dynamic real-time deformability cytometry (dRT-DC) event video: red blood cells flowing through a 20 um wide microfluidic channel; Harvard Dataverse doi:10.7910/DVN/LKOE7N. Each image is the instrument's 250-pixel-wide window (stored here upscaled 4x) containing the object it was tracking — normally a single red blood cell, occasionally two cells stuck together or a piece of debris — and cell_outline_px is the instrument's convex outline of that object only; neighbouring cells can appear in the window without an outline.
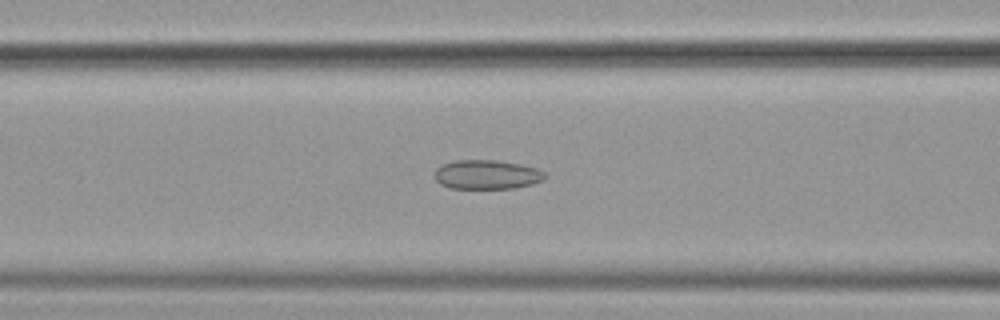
{"species": "common noctule bat (a hibernating species)", "species_latin": "Nyctalus noctula", "temperature_condition": "cold", "stored_images_in_passage": 57, "camera_frame_rate_fps": 3000, "um_per_image_px": 0.085, "animal": {"sex": "female", "body_mass_g": 19.9}, "frame": {"image": 1, "passage_image": 24, "time_ms": 7.667, "image_size_px": [1000, 320], "cell_outline_px": [[548, 176], [544, 180], [532, 184], [516, 188], [448, 188], [440, 184], [436, 180], [436, 168], [440, 164], [456, 160], [496, 160], [520, 164], [536, 168], [544, 172]], "centroid_in_image_um": [41.39, 14.84], "position_along_channel_um": 125.2, "area_um2": 18.9}}
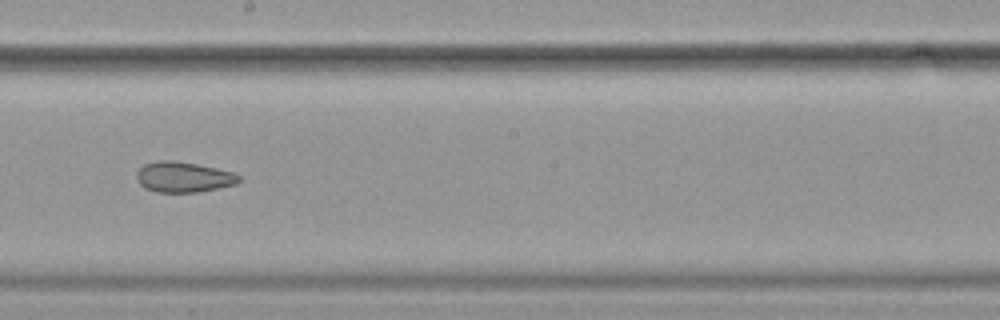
{"frame": {"image": 2, "passage_image": 33, "time_ms": 10.667, "image_size_px": [1000, 320], "cell_outline_px": [[240, 180], [236, 184], [196, 192], [156, 192], [144, 188], [140, 184], [136, 176], [136, 172], [144, 164], [156, 160], [172, 160], [196, 164], [216, 168], [232, 172], [240, 176]], "centroid_in_image_um": [15.55, 15.04], "position_along_channel_um": 232.6, "area_um2": 18.09}}
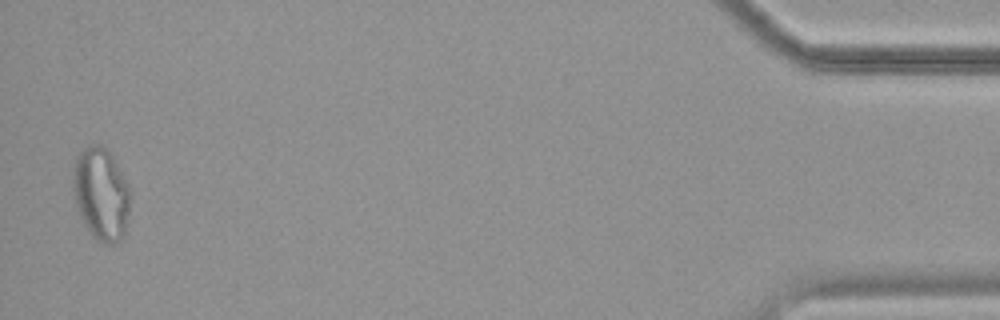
{"frame": {"image": 3, "passage_image": 56, "time_ms": 18.333, "image_size_px": [1000, 320], "cell_outline_px": [[132, 196], [124, 236], [116, 244], [104, 244], [96, 240], [88, 232], [76, 208], [72, 180], [76, 160], [80, 152], [84, 148], [92, 144], [104, 144], [112, 156], [128, 184], [132, 192]], "centroid_in_image_um": [8.62, 16.52], "position_along_channel_um": 426.6, "area_um2": 31.39}, "authors_computed_cell_mechanics": {"area_um2": 23.2356, "velocity_mm_per_s": 3.5879, "shape_relaxation_time_tau1_ms": null, "shape_relaxation_time_tau2_ms": 3.3906, "deformation_change_tau1": null, "deformation_change_tau2": 0.0933}}